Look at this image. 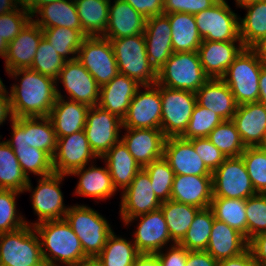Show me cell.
I'll return each mask as SVG.
<instances>
[{"mask_svg":"<svg viewBox=\"0 0 266 266\" xmlns=\"http://www.w3.org/2000/svg\"><path fill=\"white\" fill-rule=\"evenodd\" d=\"M31 224L39 239H42L41 253L46 266H58L56 261L70 266L89 259L83 252L79 238L65 219Z\"/></svg>","mask_w":266,"mask_h":266,"instance_id":"2","label":"cell"},{"mask_svg":"<svg viewBox=\"0 0 266 266\" xmlns=\"http://www.w3.org/2000/svg\"><path fill=\"white\" fill-rule=\"evenodd\" d=\"M10 76L21 77L19 85H12L10 101L15 118L45 117L57 99V81L32 70L23 68L8 72Z\"/></svg>","mask_w":266,"mask_h":266,"instance_id":"1","label":"cell"},{"mask_svg":"<svg viewBox=\"0 0 266 266\" xmlns=\"http://www.w3.org/2000/svg\"><path fill=\"white\" fill-rule=\"evenodd\" d=\"M223 121L217 113L196 104L187 128L180 137L187 140L208 137L210 132Z\"/></svg>","mask_w":266,"mask_h":266,"instance_id":"49","label":"cell"},{"mask_svg":"<svg viewBox=\"0 0 266 266\" xmlns=\"http://www.w3.org/2000/svg\"><path fill=\"white\" fill-rule=\"evenodd\" d=\"M248 249L260 266H266V233H260L251 238Z\"/></svg>","mask_w":266,"mask_h":266,"instance_id":"57","label":"cell"},{"mask_svg":"<svg viewBox=\"0 0 266 266\" xmlns=\"http://www.w3.org/2000/svg\"><path fill=\"white\" fill-rule=\"evenodd\" d=\"M160 209L168 226L173 243H180L185 237L194 216L200 210L196 206L169 199L162 202Z\"/></svg>","mask_w":266,"mask_h":266,"instance_id":"38","label":"cell"},{"mask_svg":"<svg viewBox=\"0 0 266 266\" xmlns=\"http://www.w3.org/2000/svg\"><path fill=\"white\" fill-rule=\"evenodd\" d=\"M212 197V176L175 175L171 200L206 209L210 207Z\"/></svg>","mask_w":266,"mask_h":266,"instance_id":"26","label":"cell"},{"mask_svg":"<svg viewBox=\"0 0 266 266\" xmlns=\"http://www.w3.org/2000/svg\"><path fill=\"white\" fill-rule=\"evenodd\" d=\"M148 173L156 197L161 201H168L171 196L175 173L168 161L162 157L143 167Z\"/></svg>","mask_w":266,"mask_h":266,"instance_id":"46","label":"cell"},{"mask_svg":"<svg viewBox=\"0 0 266 266\" xmlns=\"http://www.w3.org/2000/svg\"><path fill=\"white\" fill-rule=\"evenodd\" d=\"M79 238L83 252L95 259L113 232L110 224L97 211L84 205L69 207L64 218Z\"/></svg>","mask_w":266,"mask_h":266,"instance_id":"5","label":"cell"},{"mask_svg":"<svg viewBox=\"0 0 266 266\" xmlns=\"http://www.w3.org/2000/svg\"><path fill=\"white\" fill-rule=\"evenodd\" d=\"M53 1L57 0H29V13L33 15L39 7H41L42 5L49 4Z\"/></svg>","mask_w":266,"mask_h":266,"instance_id":"65","label":"cell"},{"mask_svg":"<svg viewBox=\"0 0 266 266\" xmlns=\"http://www.w3.org/2000/svg\"><path fill=\"white\" fill-rule=\"evenodd\" d=\"M246 16L239 18V37L245 48H251L266 36V0H259L244 7Z\"/></svg>","mask_w":266,"mask_h":266,"instance_id":"39","label":"cell"},{"mask_svg":"<svg viewBox=\"0 0 266 266\" xmlns=\"http://www.w3.org/2000/svg\"><path fill=\"white\" fill-rule=\"evenodd\" d=\"M172 29L166 14L146 19L144 38L150 65L156 72L174 53L171 39Z\"/></svg>","mask_w":266,"mask_h":266,"instance_id":"19","label":"cell"},{"mask_svg":"<svg viewBox=\"0 0 266 266\" xmlns=\"http://www.w3.org/2000/svg\"><path fill=\"white\" fill-rule=\"evenodd\" d=\"M257 1L259 0H236V4L237 6L244 8L248 5L254 4Z\"/></svg>","mask_w":266,"mask_h":266,"instance_id":"68","label":"cell"},{"mask_svg":"<svg viewBox=\"0 0 266 266\" xmlns=\"http://www.w3.org/2000/svg\"><path fill=\"white\" fill-rule=\"evenodd\" d=\"M146 19L163 14L164 0H125Z\"/></svg>","mask_w":266,"mask_h":266,"instance_id":"56","label":"cell"},{"mask_svg":"<svg viewBox=\"0 0 266 266\" xmlns=\"http://www.w3.org/2000/svg\"><path fill=\"white\" fill-rule=\"evenodd\" d=\"M56 91L57 99L48 116L56 137L68 136L84 130L90 107L73 100L65 101L61 92L58 89Z\"/></svg>","mask_w":266,"mask_h":266,"instance_id":"27","label":"cell"},{"mask_svg":"<svg viewBox=\"0 0 266 266\" xmlns=\"http://www.w3.org/2000/svg\"><path fill=\"white\" fill-rule=\"evenodd\" d=\"M214 4L213 0H164L163 14L181 12L195 15Z\"/></svg>","mask_w":266,"mask_h":266,"instance_id":"54","label":"cell"},{"mask_svg":"<svg viewBox=\"0 0 266 266\" xmlns=\"http://www.w3.org/2000/svg\"><path fill=\"white\" fill-rule=\"evenodd\" d=\"M163 157L168 161L175 175L212 176L193 144L181 137H167Z\"/></svg>","mask_w":266,"mask_h":266,"instance_id":"20","label":"cell"},{"mask_svg":"<svg viewBox=\"0 0 266 266\" xmlns=\"http://www.w3.org/2000/svg\"><path fill=\"white\" fill-rule=\"evenodd\" d=\"M246 199L212 198L210 209L214 218L225 222L247 239Z\"/></svg>","mask_w":266,"mask_h":266,"instance_id":"41","label":"cell"},{"mask_svg":"<svg viewBox=\"0 0 266 266\" xmlns=\"http://www.w3.org/2000/svg\"><path fill=\"white\" fill-rule=\"evenodd\" d=\"M214 219V214L210 208L200 209L179 244L189 251H205Z\"/></svg>","mask_w":266,"mask_h":266,"instance_id":"43","label":"cell"},{"mask_svg":"<svg viewBox=\"0 0 266 266\" xmlns=\"http://www.w3.org/2000/svg\"><path fill=\"white\" fill-rule=\"evenodd\" d=\"M141 87L146 91L137 90L122 125L124 128L161 129L162 102L159 84Z\"/></svg>","mask_w":266,"mask_h":266,"instance_id":"13","label":"cell"},{"mask_svg":"<svg viewBox=\"0 0 266 266\" xmlns=\"http://www.w3.org/2000/svg\"><path fill=\"white\" fill-rule=\"evenodd\" d=\"M146 18L125 0H115L109 4V17L105 34L108 40L143 34Z\"/></svg>","mask_w":266,"mask_h":266,"instance_id":"29","label":"cell"},{"mask_svg":"<svg viewBox=\"0 0 266 266\" xmlns=\"http://www.w3.org/2000/svg\"><path fill=\"white\" fill-rule=\"evenodd\" d=\"M189 141L193 144L196 153L212 173L227 158L207 137L192 138Z\"/></svg>","mask_w":266,"mask_h":266,"instance_id":"53","label":"cell"},{"mask_svg":"<svg viewBox=\"0 0 266 266\" xmlns=\"http://www.w3.org/2000/svg\"><path fill=\"white\" fill-rule=\"evenodd\" d=\"M70 266H100V265L95 259L89 258L85 261H82L75 265H70Z\"/></svg>","mask_w":266,"mask_h":266,"instance_id":"67","label":"cell"},{"mask_svg":"<svg viewBox=\"0 0 266 266\" xmlns=\"http://www.w3.org/2000/svg\"><path fill=\"white\" fill-rule=\"evenodd\" d=\"M148 173L142 168L123 191L120 214L122 220L160 209L162 202L156 197Z\"/></svg>","mask_w":266,"mask_h":266,"instance_id":"16","label":"cell"},{"mask_svg":"<svg viewBox=\"0 0 266 266\" xmlns=\"http://www.w3.org/2000/svg\"><path fill=\"white\" fill-rule=\"evenodd\" d=\"M0 189L21 193L32 191L30 179L23 173L13 149L6 141L0 142Z\"/></svg>","mask_w":266,"mask_h":266,"instance_id":"37","label":"cell"},{"mask_svg":"<svg viewBox=\"0 0 266 266\" xmlns=\"http://www.w3.org/2000/svg\"><path fill=\"white\" fill-rule=\"evenodd\" d=\"M42 38V29L31 19L18 36L8 43L4 57L6 72L30 68Z\"/></svg>","mask_w":266,"mask_h":266,"instance_id":"24","label":"cell"},{"mask_svg":"<svg viewBox=\"0 0 266 266\" xmlns=\"http://www.w3.org/2000/svg\"><path fill=\"white\" fill-rule=\"evenodd\" d=\"M121 127H123L122 120L108 110L99 105L89 108L84 131L91 150L98 158L120 141Z\"/></svg>","mask_w":266,"mask_h":266,"instance_id":"14","label":"cell"},{"mask_svg":"<svg viewBox=\"0 0 266 266\" xmlns=\"http://www.w3.org/2000/svg\"><path fill=\"white\" fill-rule=\"evenodd\" d=\"M213 1L216 2V3H226L225 0H213Z\"/></svg>","mask_w":266,"mask_h":266,"instance_id":"71","label":"cell"},{"mask_svg":"<svg viewBox=\"0 0 266 266\" xmlns=\"http://www.w3.org/2000/svg\"><path fill=\"white\" fill-rule=\"evenodd\" d=\"M83 32L103 36L108 24L110 0H74Z\"/></svg>","mask_w":266,"mask_h":266,"instance_id":"36","label":"cell"},{"mask_svg":"<svg viewBox=\"0 0 266 266\" xmlns=\"http://www.w3.org/2000/svg\"><path fill=\"white\" fill-rule=\"evenodd\" d=\"M0 265L46 266L40 239L33 225L27 224L13 232L0 233Z\"/></svg>","mask_w":266,"mask_h":266,"instance_id":"7","label":"cell"},{"mask_svg":"<svg viewBox=\"0 0 266 266\" xmlns=\"http://www.w3.org/2000/svg\"><path fill=\"white\" fill-rule=\"evenodd\" d=\"M265 64L251 48H244L221 78L231 89L237 105L258 102L259 76Z\"/></svg>","mask_w":266,"mask_h":266,"instance_id":"4","label":"cell"},{"mask_svg":"<svg viewBox=\"0 0 266 266\" xmlns=\"http://www.w3.org/2000/svg\"><path fill=\"white\" fill-rule=\"evenodd\" d=\"M59 79L69 94L70 100L89 107L98 105L100 86L77 59L65 62L57 80Z\"/></svg>","mask_w":266,"mask_h":266,"instance_id":"18","label":"cell"},{"mask_svg":"<svg viewBox=\"0 0 266 266\" xmlns=\"http://www.w3.org/2000/svg\"><path fill=\"white\" fill-rule=\"evenodd\" d=\"M12 149L27 178H29V171L41 177L54 172L52 157L47 152L31 146Z\"/></svg>","mask_w":266,"mask_h":266,"instance_id":"45","label":"cell"},{"mask_svg":"<svg viewBox=\"0 0 266 266\" xmlns=\"http://www.w3.org/2000/svg\"><path fill=\"white\" fill-rule=\"evenodd\" d=\"M195 94L198 105L217 113L223 120H232L238 105L231 89L221 78H210Z\"/></svg>","mask_w":266,"mask_h":266,"instance_id":"31","label":"cell"},{"mask_svg":"<svg viewBox=\"0 0 266 266\" xmlns=\"http://www.w3.org/2000/svg\"><path fill=\"white\" fill-rule=\"evenodd\" d=\"M66 175L52 173L40 177L38 186L32 191V207L38 215L40 223L47 220H61L65 218L69 207L63 204V194L59 185Z\"/></svg>","mask_w":266,"mask_h":266,"instance_id":"17","label":"cell"},{"mask_svg":"<svg viewBox=\"0 0 266 266\" xmlns=\"http://www.w3.org/2000/svg\"><path fill=\"white\" fill-rule=\"evenodd\" d=\"M118 72L136 80L141 86L154 85L157 72L150 65L143 34L110 40Z\"/></svg>","mask_w":266,"mask_h":266,"instance_id":"3","label":"cell"},{"mask_svg":"<svg viewBox=\"0 0 266 266\" xmlns=\"http://www.w3.org/2000/svg\"><path fill=\"white\" fill-rule=\"evenodd\" d=\"M198 32L203 41H238L239 18L226 3H216L194 15Z\"/></svg>","mask_w":266,"mask_h":266,"instance_id":"12","label":"cell"},{"mask_svg":"<svg viewBox=\"0 0 266 266\" xmlns=\"http://www.w3.org/2000/svg\"><path fill=\"white\" fill-rule=\"evenodd\" d=\"M247 240L266 233V193H256L246 199Z\"/></svg>","mask_w":266,"mask_h":266,"instance_id":"50","label":"cell"},{"mask_svg":"<svg viewBox=\"0 0 266 266\" xmlns=\"http://www.w3.org/2000/svg\"><path fill=\"white\" fill-rule=\"evenodd\" d=\"M248 244L249 241L240 232L225 222L214 219L205 251L219 261L243 254L248 250Z\"/></svg>","mask_w":266,"mask_h":266,"instance_id":"30","label":"cell"},{"mask_svg":"<svg viewBox=\"0 0 266 266\" xmlns=\"http://www.w3.org/2000/svg\"><path fill=\"white\" fill-rule=\"evenodd\" d=\"M217 260L206 251H189L186 266H217Z\"/></svg>","mask_w":266,"mask_h":266,"instance_id":"58","label":"cell"},{"mask_svg":"<svg viewBox=\"0 0 266 266\" xmlns=\"http://www.w3.org/2000/svg\"><path fill=\"white\" fill-rule=\"evenodd\" d=\"M20 7L10 13L0 15V35L7 43L14 40L32 19V15L23 6Z\"/></svg>","mask_w":266,"mask_h":266,"instance_id":"52","label":"cell"},{"mask_svg":"<svg viewBox=\"0 0 266 266\" xmlns=\"http://www.w3.org/2000/svg\"><path fill=\"white\" fill-rule=\"evenodd\" d=\"M124 129L127 133L121 140L141 168L163 157L166 137L161 129Z\"/></svg>","mask_w":266,"mask_h":266,"instance_id":"23","label":"cell"},{"mask_svg":"<svg viewBox=\"0 0 266 266\" xmlns=\"http://www.w3.org/2000/svg\"><path fill=\"white\" fill-rule=\"evenodd\" d=\"M101 158L107 162L106 166L116 190L121 188L124 191L142 169L121 138Z\"/></svg>","mask_w":266,"mask_h":266,"instance_id":"32","label":"cell"},{"mask_svg":"<svg viewBox=\"0 0 266 266\" xmlns=\"http://www.w3.org/2000/svg\"><path fill=\"white\" fill-rule=\"evenodd\" d=\"M217 266H260V264L253 258L251 251L248 249L237 257L219 260Z\"/></svg>","mask_w":266,"mask_h":266,"instance_id":"59","label":"cell"},{"mask_svg":"<svg viewBox=\"0 0 266 266\" xmlns=\"http://www.w3.org/2000/svg\"><path fill=\"white\" fill-rule=\"evenodd\" d=\"M10 116V121L14 120V115L12 112V106L10 101V94L6 88L0 91V125L7 120L6 118Z\"/></svg>","mask_w":266,"mask_h":266,"instance_id":"60","label":"cell"},{"mask_svg":"<svg viewBox=\"0 0 266 266\" xmlns=\"http://www.w3.org/2000/svg\"><path fill=\"white\" fill-rule=\"evenodd\" d=\"M213 197L247 199L256 194L241 156L227 157L212 173Z\"/></svg>","mask_w":266,"mask_h":266,"instance_id":"10","label":"cell"},{"mask_svg":"<svg viewBox=\"0 0 266 266\" xmlns=\"http://www.w3.org/2000/svg\"><path fill=\"white\" fill-rule=\"evenodd\" d=\"M259 100L258 102L266 105V64L262 67L261 73L259 76Z\"/></svg>","mask_w":266,"mask_h":266,"instance_id":"63","label":"cell"},{"mask_svg":"<svg viewBox=\"0 0 266 266\" xmlns=\"http://www.w3.org/2000/svg\"><path fill=\"white\" fill-rule=\"evenodd\" d=\"M236 41H203L198 49L200 62L205 74L212 79L222 78L228 67L245 48Z\"/></svg>","mask_w":266,"mask_h":266,"instance_id":"25","label":"cell"},{"mask_svg":"<svg viewBox=\"0 0 266 266\" xmlns=\"http://www.w3.org/2000/svg\"><path fill=\"white\" fill-rule=\"evenodd\" d=\"M159 91L162 102L161 130L166 138L180 137L185 132L197 104L196 94L161 85Z\"/></svg>","mask_w":266,"mask_h":266,"instance_id":"8","label":"cell"},{"mask_svg":"<svg viewBox=\"0 0 266 266\" xmlns=\"http://www.w3.org/2000/svg\"><path fill=\"white\" fill-rule=\"evenodd\" d=\"M210 78L205 74L198 51L174 52L157 72V84L196 92Z\"/></svg>","mask_w":266,"mask_h":266,"instance_id":"6","label":"cell"},{"mask_svg":"<svg viewBox=\"0 0 266 266\" xmlns=\"http://www.w3.org/2000/svg\"><path fill=\"white\" fill-rule=\"evenodd\" d=\"M42 33L45 40L66 61L77 59L78 50L86 38L79 30L64 27L44 28L42 29ZM70 54L73 57L68 58L67 56Z\"/></svg>","mask_w":266,"mask_h":266,"instance_id":"42","label":"cell"},{"mask_svg":"<svg viewBox=\"0 0 266 266\" xmlns=\"http://www.w3.org/2000/svg\"><path fill=\"white\" fill-rule=\"evenodd\" d=\"M19 6H23L29 12V0H15Z\"/></svg>","mask_w":266,"mask_h":266,"instance_id":"69","label":"cell"},{"mask_svg":"<svg viewBox=\"0 0 266 266\" xmlns=\"http://www.w3.org/2000/svg\"><path fill=\"white\" fill-rule=\"evenodd\" d=\"M226 157H238L245 150L236 125L232 120H224L207 137Z\"/></svg>","mask_w":266,"mask_h":266,"instance_id":"44","label":"cell"},{"mask_svg":"<svg viewBox=\"0 0 266 266\" xmlns=\"http://www.w3.org/2000/svg\"><path fill=\"white\" fill-rule=\"evenodd\" d=\"M97 158L91 150L84 130L57 138L56 150L52 157L54 173L69 175Z\"/></svg>","mask_w":266,"mask_h":266,"instance_id":"15","label":"cell"},{"mask_svg":"<svg viewBox=\"0 0 266 266\" xmlns=\"http://www.w3.org/2000/svg\"><path fill=\"white\" fill-rule=\"evenodd\" d=\"M15 0H0V15L16 10L19 6Z\"/></svg>","mask_w":266,"mask_h":266,"instance_id":"64","label":"cell"},{"mask_svg":"<svg viewBox=\"0 0 266 266\" xmlns=\"http://www.w3.org/2000/svg\"><path fill=\"white\" fill-rule=\"evenodd\" d=\"M155 253L161 263V266H186L188 250L178 243H174L167 251L168 253Z\"/></svg>","mask_w":266,"mask_h":266,"instance_id":"55","label":"cell"},{"mask_svg":"<svg viewBox=\"0 0 266 266\" xmlns=\"http://www.w3.org/2000/svg\"><path fill=\"white\" fill-rule=\"evenodd\" d=\"M251 49L256 53L257 57L266 64V36L257 41Z\"/></svg>","mask_w":266,"mask_h":266,"instance_id":"62","label":"cell"},{"mask_svg":"<svg viewBox=\"0 0 266 266\" xmlns=\"http://www.w3.org/2000/svg\"><path fill=\"white\" fill-rule=\"evenodd\" d=\"M232 121L245 147L264 146L266 143V105L260 102L237 106Z\"/></svg>","mask_w":266,"mask_h":266,"instance_id":"22","label":"cell"},{"mask_svg":"<svg viewBox=\"0 0 266 266\" xmlns=\"http://www.w3.org/2000/svg\"><path fill=\"white\" fill-rule=\"evenodd\" d=\"M69 175L80 176L75 194L101 200L110 198L116 192L107 166L105 168H98L92 165L88 169L84 166L74 170Z\"/></svg>","mask_w":266,"mask_h":266,"instance_id":"34","label":"cell"},{"mask_svg":"<svg viewBox=\"0 0 266 266\" xmlns=\"http://www.w3.org/2000/svg\"><path fill=\"white\" fill-rule=\"evenodd\" d=\"M77 60L100 87L119 73L112 44L102 36L86 37L78 50Z\"/></svg>","mask_w":266,"mask_h":266,"instance_id":"9","label":"cell"},{"mask_svg":"<svg viewBox=\"0 0 266 266\" xmlns=\"http://www.w3.org/2000/svg\"><path fill=\"white\" fill-rule=\"evenodd\" d=\"M5 89V85L3 84L1 78H0V91Z\"/></svg>","mask_w":266,"mask_h":266,"instance_id":"70","label":"cell"},{"mask_svg":"<svg viewBox=\"0 0 266 266\" xmlns=\"http://www.w3.org/2000/svg\"><path fill=\"white\" fill-rule=\"evenodd\" d=\"M140 253L132 241L117 237L112 232L101 253L95 258L100 266H134Z\"/></svg>","mask_w":266,"mask_h":266,"instance_id":"40","label":"cell"},{"mask_svg":"<svg viewBox=\"0 0 266 266\" xmlns=\"http://www.w3.org/2000/svg\"><path fill=\"white\" fill-rule=\"evenodd\" d=\"M71 1V2H70ZM57 0L42 5L35 13L40 14L41 19H32L41 29L52 27H64L79 30L85 37H88L82 30L74 0Z\"/></svg>","mask_w":266,"mask_h":266,"instance_id":"33","label":"cell"},{"mask_svg":"<svg viewBox=\"0 0 266 266\" xmlns=\"http://www.w3.org/2000/svg\"><path fill=\"white\" fill-rule=\"evenodd\" d=\"M139 88L140 84L136 80L118 73L110 82L100 87L98 105L123 120Z\"/></svg>","mask_w":266,"mask_h":266,"instance_id":"28","label":"cell"},{"mask_svg":"<svg viewBox=\"0 0 266 266\" xmlns=\"http://www.w3.org/2000/svg\"><path fill=\"white\" fill-rule=\"evenodd\" d=\"M20 193L12 189H0V233L13 232L28 224L16 214L15 197Z\"/></svg>","mask_w":266,"mask_h":266,"instance_id":"51","label":"cell"},{"mask_svg":"<svg viewBox=\"0 0 266 266\" xmlns=\"http://www.w3.org/2000/svg\"><path fill=\"white\" fill-rule=\"evenodd\" d=\"M136 218L141 221L134 233L133 243L139 253L155 254L161 251L163 246L171 240L166 220L161 209L149 212L137 217L128 219L125 225H128Z\"/></svg>","mask_w":266,"mask_h":266,"instance_id":"21","label":"cell"},{"mask_svg":"<svg viewBox=\"0 0 266 266\" xmlns=\"http://www.w3.org/2000/svg\"><path fill=\"white\" fill-rule=\"evenodd\" d=\"M8 51V43L0 35V56L4 58Z\"/></svg>","mask_w":266,"mask_h":266,"instance_id":"66","label":"cell"},{"mask_svg":"<svg viewBox=\"0 0 266 266\" xmlns=\"http://www.w3.org/2000/svg\"><path fill=\"white\" fill-rule=\"evenodd\" d=\"M134 266H161L156 254L140 253L134 263Z\"/></svg>","mask_w":266,"mask_h":266,"instance_id":"61","label":"cell"},{"mask_svg":"<svg viewBox=\"0 0 266 266\" xmlns=\"http://www.w3.org/2000/svg\"><path fill=\"white\" fill-rule=\"evenodd\" d=\"M166 15L172 29L173 52L198 51L203 39L198 32L194 15L181 12Z\"/></svg>","mask_w":266,"mask_h":266,"instance_id":"35","label":"cell"},{"mask_svg":"<svg viewBox=\"0 0 266 266\" xmlns=\"http://www.w3.org/2000/svg\"><path fill=\"white\" fill-rule=\"evenodd\" d=\"M12 133V138L6 141L11 148L31 146L43 150L53 157L57 137L48 116L14 118Z\"/></svg>","mask_w":266,"mask_h":266,"instance_id":"11","label":"cell"},{"mask_svg":"<svg viewBox=\"0 0 266 266\" xmlns=\"http://www.w3.org/2000/svg\"><path fill=\"white\" fill-rule=\"evenodd\" d=\"M66 60L43 37L37 48L31 69L57 81Z\"/></svg>","mask_w":266,"mask_h":266,"instance_id":"48","label":"cell"},{"mask_svg":"<svg viewBox=\"0 0 266 266\" xmlns=\"http://www.w3.org/2000/svg\"><path fill=\"white\" fill-rule=\"evenodd\" d=\"M241 157L256 193H266V148L246 147Z\"/></svg>","mask_w":266,"mask_h":266,"instance_id":"47","label":"cell"}]
</instances>
